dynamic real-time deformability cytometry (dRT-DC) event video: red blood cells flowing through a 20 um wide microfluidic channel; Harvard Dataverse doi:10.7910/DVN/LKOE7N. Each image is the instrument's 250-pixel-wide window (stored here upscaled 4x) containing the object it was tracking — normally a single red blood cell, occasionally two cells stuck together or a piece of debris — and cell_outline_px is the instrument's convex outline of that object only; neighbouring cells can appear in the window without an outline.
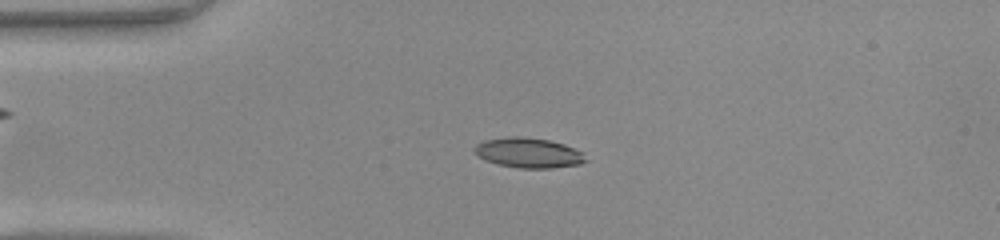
{"species": "common noctule bat (a hibernating species)", "species_latin": "Nyctalus noctula", "temperature_condition": "warm", "stored_images_in_passage": 44, "camera_frame_rate_fps": 3000, "um_per_image_px": 0.085, "animal": {"sex": "female", "body_mass_g": 22.0, "forearm_length_mm": 56.7}, "frame": {"image": 1, "passage_image": 7, "time_ms": 2.0, "image_size_px": [1000, 240], "cell_outline_px": [[588, 160], [580, 164], [552, 168], [520, 168], [496, 164], [484, 160], [472, 148], [476, 144], [484, 140], [508, 136], [516, 136], [548, 140], [564, 144], [584, 152]], "centroid_in_image_um": [44.93, 12.99], "position_along_channel_um": 40.1, "area_um2": 19.54}}
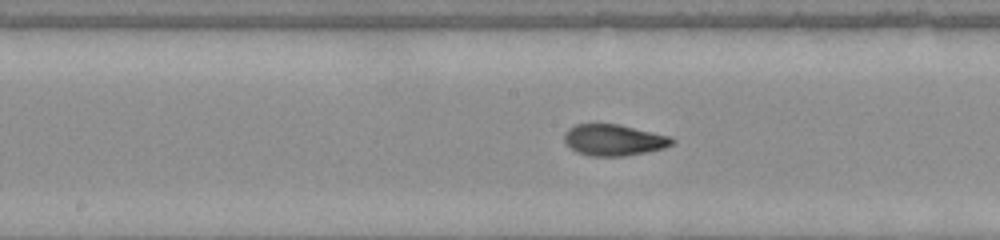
{"frame": {"image": 2, "passage_image": 20, "time_ms": 6.333, "image_size_px": [1000, 240], "cell_outline_px": [[676, 140], [672, 144], [664, 148], [624, 156], [588, 156], [576, 152], [564, 140], [564, 132], [568, 128], [576, 124], [616, 124], [672, 136]], "centroid_in_image_um": [52.17, 11.9], "position_along_channel_um": 196.0, "area_um2": 19.59}}
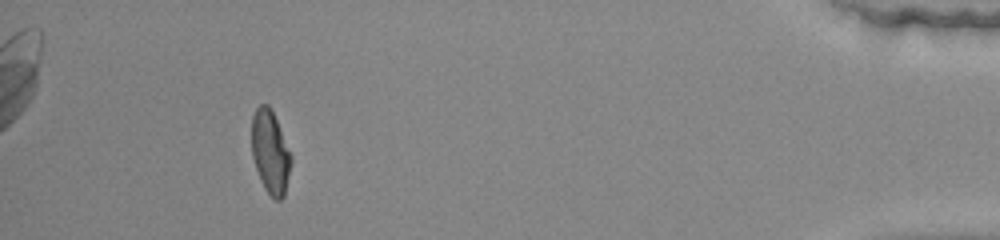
{"frame": {"image": 3, "passage_image": 40, "time_ms": 13.0, "image_size_px": [1000, 240], "cell_outline_px": [[292, 160], [284, 196], [280, 200], [276, 200], [264, 188], [260, 180], [252, 156], [252, 116], [256, 108], [260, 104], [268, 104], [276, 120], [292, 156]], "centroid_in_image_um": [22.97, 12.93], "position_along_channel_um": 412.2, "area_um2": 18.9}, "authors_computed_cell_mechanics": {"area_um2": 19.2763, "velocity_mm_per_s": 4.2119, "shape_relaxation_time_tau1_ms": 3.0952, "shape_relaxation_time_tau2_ms": 0.9896, "deformation_change_tau1": 0.1888, "deformation_change_tau2": 0.0705}}